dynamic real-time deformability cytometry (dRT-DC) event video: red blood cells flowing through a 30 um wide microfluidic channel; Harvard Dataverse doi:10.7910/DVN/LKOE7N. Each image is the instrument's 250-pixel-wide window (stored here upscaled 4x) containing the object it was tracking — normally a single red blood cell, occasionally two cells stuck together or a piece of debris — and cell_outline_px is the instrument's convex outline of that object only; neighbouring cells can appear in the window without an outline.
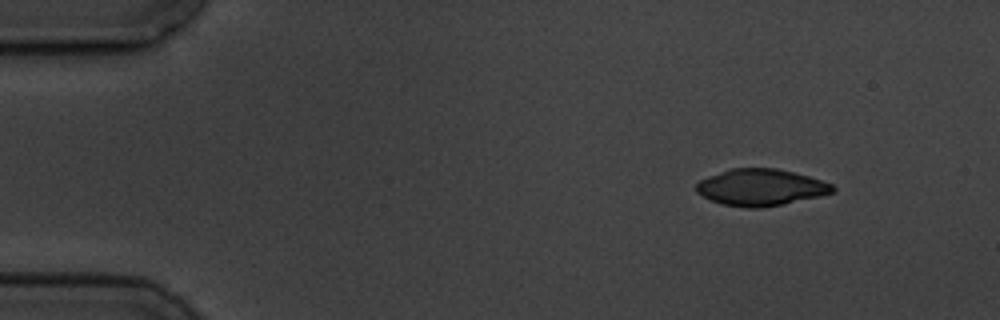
{"species": "common noctule bat (a hibernating species)", "species_latin": "Nyctalus noctula", "temperature_condition": "cold", "stored_images_in_passage": 4, "camera_frame_rate_fps": 3000, "um_per_image_px": 0.085, "animal": {"sex": "male", "body_mass_g": 19.5, "forearm_length_mm": 54.6}, "frame": {"image": 1, "passage_image": 1, "time_ms": 0.0, "image_size_px": [1000, 320], "cell_outline_px": [[836, 188], [832, 192], [820, 196], [784, 204], [760, 208], [744, 208], [720, 204], [696, 192], [696, 184], [700, 180], [708, 176], [732, 168], [776, 168], [808, 176], [832, 184]], "centroid_in_image_um": [64.65, 15.93], "position_along_channel_um": 20.3, "area_um2": 29.02}}